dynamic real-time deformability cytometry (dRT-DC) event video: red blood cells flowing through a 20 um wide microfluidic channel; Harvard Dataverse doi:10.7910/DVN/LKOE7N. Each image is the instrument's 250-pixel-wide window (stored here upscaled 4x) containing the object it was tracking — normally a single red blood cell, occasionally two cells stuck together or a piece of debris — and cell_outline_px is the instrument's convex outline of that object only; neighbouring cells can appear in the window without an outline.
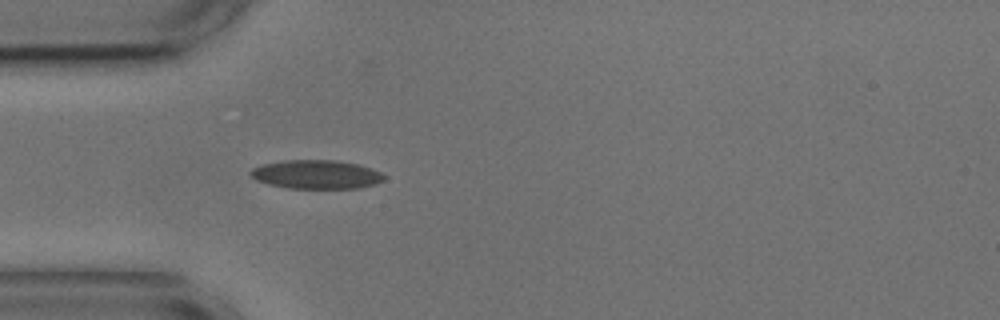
{"species": "common noctule bat (a hibernating species)", "species_latin": "Nyctalus noctula", "temperature_condition": "cold", "stored_images_in_passage": 44, "camera_frame_rate_fps": 3000, "um_per_image_px": 0.085, "animal": {"sex": "male", "body_mass_g": 17.9, "forearm_length_mm": 54.2}, "frame": {"image": 1, "passage_image": 7, "time_ms": 2.0, "image_size_px": [1000, 320], "cell_outline_px": [[384, 180], [376, 184], [360, 188], [288, 188], [268, 184], [256, 180], [248, 172], [252, 168], [260, 164], [284, 160], [336, 160], [356, 164], [372, 168], [380, 172], [384, 176]], "centroid_in_image_um": [26.87, 14.82], "position_along_channel_um": 58.1, "area_um2": 22.48}}
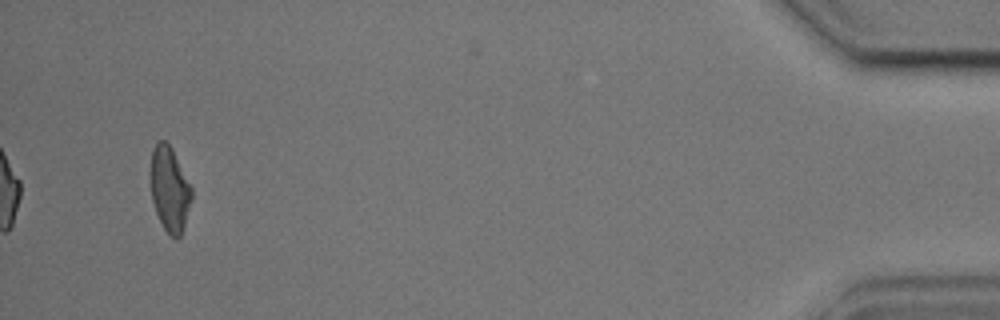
{"frame": {"image": 2, "passage_image": 44, "time_ms": 14.333, "image_size_px": [1000, 320], "cell_outline_px": [[192, 200], [180, 236], [176, 240], [164, 228], [156, 212], [152, 200], [152, 148], [160, 140], [164, 140], [172, 148], [192, 188]], "centroid_in_image_um": [14.44, 16.08], "position_along_channel_um": 420.8, "area_um2": 19.77}, "authors_computed_cell_mechanics": {"area_um2": 21.5883, "velocity_mm_per_s": 3.6024, "shape_relaxation_time_tau1_ms": 4.6877, "shape_relaxation_time_tau2_ms": 1.8398, "deformation_change_tau1": 0.13, "deformation_change_tau2": 0.0764}}